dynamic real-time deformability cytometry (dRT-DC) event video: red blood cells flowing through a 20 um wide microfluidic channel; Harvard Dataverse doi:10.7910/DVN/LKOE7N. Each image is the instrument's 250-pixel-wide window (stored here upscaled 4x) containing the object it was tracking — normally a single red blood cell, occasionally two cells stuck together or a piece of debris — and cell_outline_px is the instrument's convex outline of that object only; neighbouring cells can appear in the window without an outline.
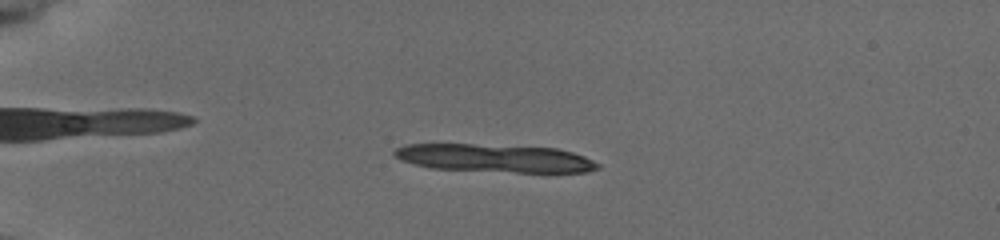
{"species": "common noctule bat (a hibernating species)", "species_latin": "Nyctalus noctula", "temperature_condition": "cold", "stored_images_in_passage": 20, "camera_frame_rate_fps": 3000, "um_per_image_px": 0.085, "animal": {"sex": "female", "body_mass_g": 19.5, "forearm_length_mm": 54.1}, "frame": {"image": 1, "passage_image": 15, "time_ms": 4.667, "image_size_px": [1000, 240], "cell_outline_px": [[600, 168], [588, 172], [516, 172], [432, 168], [400, 160], [392, 152], [396, 148], [404, 144], [472, 144], [556, 148], [572, 152], [584, 156], [600, 164]], "centroid_in_image_um": [42.07, 13.44], "position_along_channel_um": 42.9, "area_um2": 33.0}}